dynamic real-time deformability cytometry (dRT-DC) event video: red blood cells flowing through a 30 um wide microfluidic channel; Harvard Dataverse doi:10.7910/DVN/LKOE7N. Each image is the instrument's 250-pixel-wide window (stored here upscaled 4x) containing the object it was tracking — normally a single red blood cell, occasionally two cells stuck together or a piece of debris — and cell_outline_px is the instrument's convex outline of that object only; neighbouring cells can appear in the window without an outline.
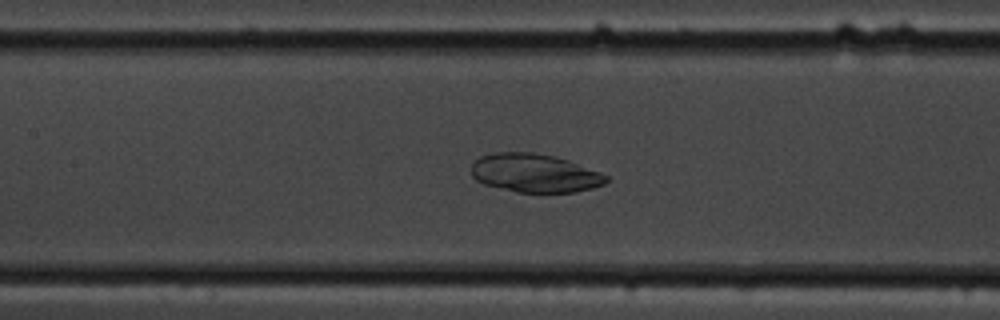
{"species": "common noctule bat (a hibernating species)", "species_latin": "Nyctalus noctula", "temperature_condition": "cold", "stored_images_in_passage": 61, "camera_frame_rate_fps": 3000, "um_per_image_px": 0.085, "animal": {"sex": "male", "body_mass_g": 19.5, "forearm_length_mm": 54.6}, "frame": {"image": 1, "passage_image": 28, "time_ms": 9.0, "image_size_px": [1000, 320], "cell_outline_px": [[608, 180], [604, 184], [592, 188], [576, 192], [516, 192], [484, 184], [476, 180], [472, 176], [472, 164], [480, 156], [492, 152], [532, 152], [552, 156], [568, 160], [600, 172], [608, 176]], "centroid_in_image_um": [45.44, 14.71], "position_along_channel_um": 162.0, "area_um2": 30.23}}
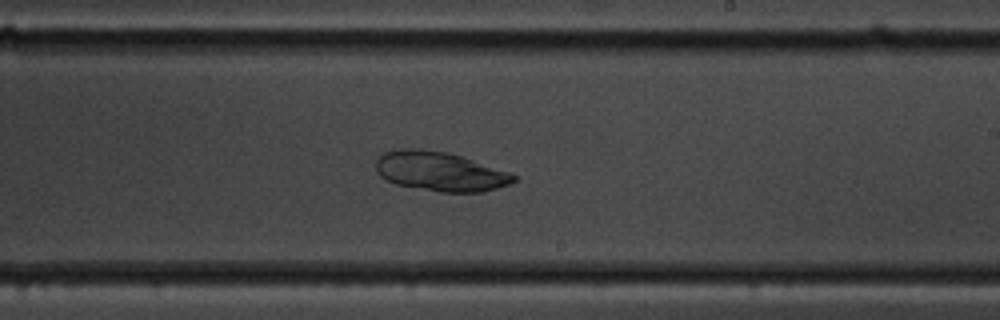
{"frame": {"image": 2, "passage_image": 36, "time_ms": 11.667, "image_size_px": [1000, 320], "cell_outline_px": [[516, 180], [508, 184], [496, 188], [480, 192], [440, 192], [396, 184], [380, 176], [376, 172], [376, 160], [384, 152], [400, 148], [420, 148], [448, 152], [508, 172], [516, 176]], "centroid_in_image_um": [37.35, 14.56], "position_along_channel_um": 251.6, "area_um2": 31.33}}
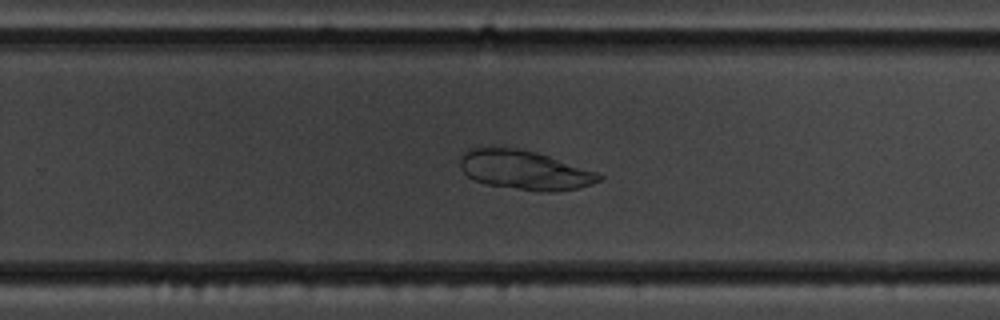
{"frame": {"image": 3, "passage_image": 39, "time_ms": 12.667, "image_size_px": [1000, 320], "cell_outline_px": [[604, 176], [600, 180], [592, 184], [576, 188], [552, 192], [540, 192], [484, 184], [468, 176], [460, 168], [460, 152], [468, 148], [516, 148], [536, 152], [600, 172]], "centroid_in_image_um": [44.59, 14.45], "position_along_channel_um": 285.2, "area_um2": 31.96}}